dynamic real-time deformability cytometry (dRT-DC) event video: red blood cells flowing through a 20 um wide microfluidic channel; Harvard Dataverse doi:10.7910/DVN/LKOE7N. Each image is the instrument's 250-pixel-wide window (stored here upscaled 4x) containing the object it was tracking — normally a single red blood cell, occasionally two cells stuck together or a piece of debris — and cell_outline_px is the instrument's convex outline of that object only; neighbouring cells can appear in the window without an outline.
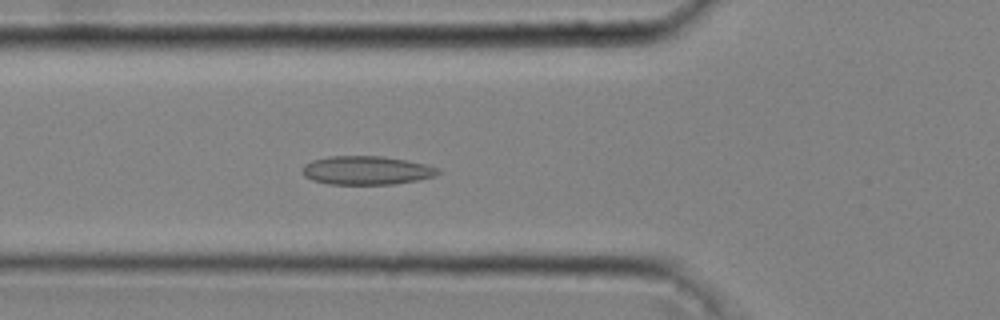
{"species": "common noctule bat (a hibernating species)", "species_latin": "Nyctalus noctula", "temperature_condition": "cold", "stored_images_in_passage": 40, "camera_frame_rate_fps": 3000, "um_per_image_px": 0.085, "animal": {"sex": "male", "body_mass_g": 20.4}, "frame": {"image": 1, "passage_image": 10, "time_ms": 3.0, "image_size_px": [1000, 320], "cell_outline_px": [[440, 172], [436, 176], [396, 184], [328, 184], [312, 180], [304, 176], [300, 172], [300, 168], [304, 164], [312, 160], [328, 156], [384, 156], [428, 164], [440, 168]], "centroid_in_image_um": [31.14, 14.47], "position_along_channel_um": 94.7, "area_um2": 23.0}}
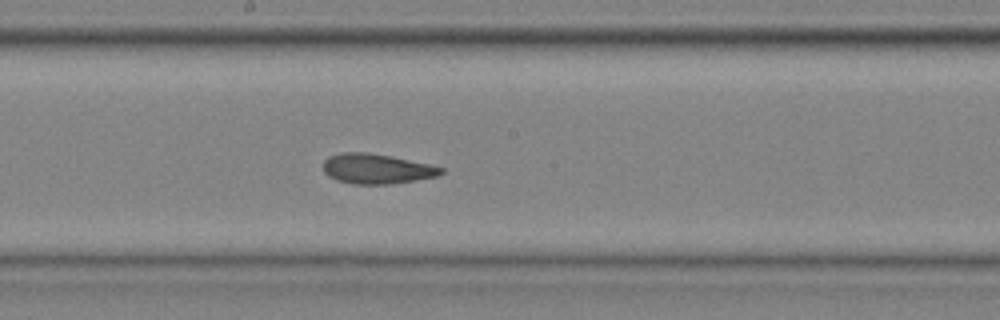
{"frame": {"image": 2, "passage_image": 19, "time_ms": 6.0, "image_size_px": [1000, 320], "cell_outline_px": [[444, 172], [436, 176], [392, 184], [352, 184], [336, 180], [328, 176], [324, 172], [324, 160], [328, 156], [340, 152], [368, 152], [392, 156], [428, 164], [444, 168]], "centroid_in_image_um": [31.98, 14.34], "position_along_channel_um": 216.2, "area_um2": 20.63}}
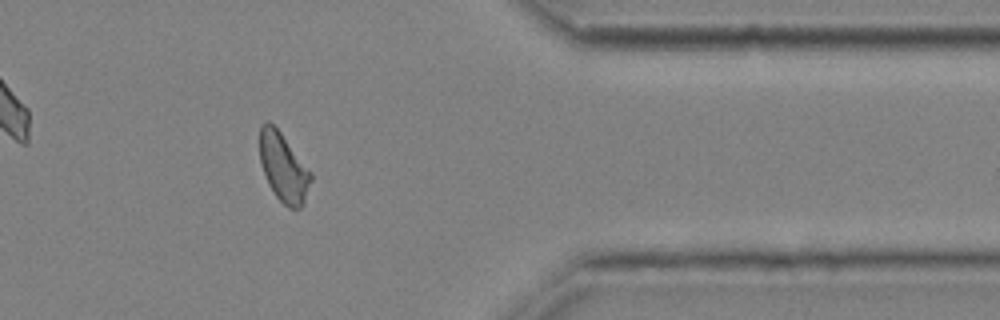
{"frame": {"image": 3, "passage_image": 33, "time_ms": 10.667, "image_size_px": [1000, 320], "cell_outline_px": [[312, 180], [304, 204], [300, 208], [288, 208], [276, 196], [268, 184], [260, 164], [260, 124], [264, 120], [268, 120], [280, 132], [312, 172]], "centroid_in_image_um": [24.09, 14.24], "position_along_channel_um": 387.3, "area_um2": 20.58}, "authors_computed_cell_mechanics": {"area_um2": 20.7791, "velocity_mm_per_s": 4.0481, "shape_relaxation_time_tau1_ms": null, "shape_relaxation_time_tau2_ms": 2.2815, "deformation_change_tau1": null, "deformation_change_tau2": 0.0775}}